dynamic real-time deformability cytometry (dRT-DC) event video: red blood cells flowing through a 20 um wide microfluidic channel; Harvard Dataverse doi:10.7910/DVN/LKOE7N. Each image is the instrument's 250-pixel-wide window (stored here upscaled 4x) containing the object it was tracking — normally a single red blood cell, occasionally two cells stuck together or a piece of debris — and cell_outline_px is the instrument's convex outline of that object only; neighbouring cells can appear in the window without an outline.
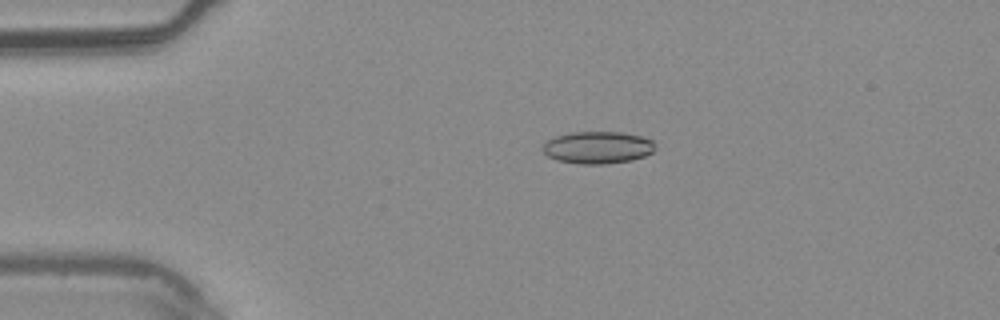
{"species": "common noctule bat (a hibernating species)", "species_latin": "Nyctalus noctula", "temperature_condition": "warm", "stored_images_in_passage": 5, "camera_frame_rate_fps": 3000, "um_per_image_px": 0.085, "animal": {"sex": "male", "body_mass_g": 20.4}, "frame": {"image": 1, "passage_image": 3, "time_ms": 0.667, "image_size_px": [1000, 320], "cell_outline_px": [[656, 148], [652, 152], [644, 156], [632, 160], [604, 164], [580, 164], [556, 160], [548, 156], [540, 148], [548, 140], [556, 136], [572, 132], [620, 132], [640, 136], [652, 140], [656, 144]], "centroid_in_image_um": [50.8, 12.54], "position_along_channel_um": 34.2, "area_um2": 21.15}}